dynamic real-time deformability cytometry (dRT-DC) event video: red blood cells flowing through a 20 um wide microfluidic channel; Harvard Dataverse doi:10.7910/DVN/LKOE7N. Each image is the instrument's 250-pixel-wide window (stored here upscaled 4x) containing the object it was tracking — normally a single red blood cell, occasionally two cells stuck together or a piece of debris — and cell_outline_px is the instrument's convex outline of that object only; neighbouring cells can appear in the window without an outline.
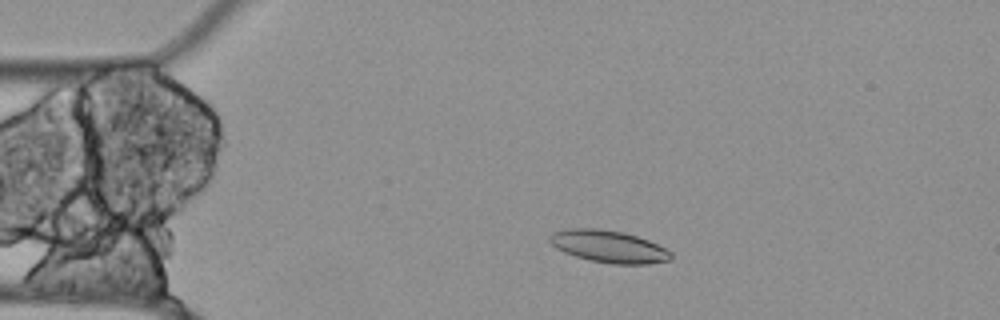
{"species": "Egyptian fruit bat (a non-hibernating species)", "species_latin": "Rousettus aegyptiacus", "temperature_condition": "cold", "stored_images_in_passage": 35, "camera_frame_rate_fps": 3000, "um_per_image_px": 0.085, "animal": {"sex": "female"}, "frame": {"image": 1, "passage_image": 3, "time_ms": 0.667, "image_size_px": [1000, 320], "cell_outline_px": [[672, 260], [648, 264], [612, 264], [588, 260], [564, 252], [556, 248], [548, 240], [548, 236], [552, 232], [568, 228], [596, 228], [624, 232], [648, 240], [672, 252]], "centroid_in_image_um": [51.72, 20.95], "position_along_channel_um": 33.3, "area_um2": 22.89}}
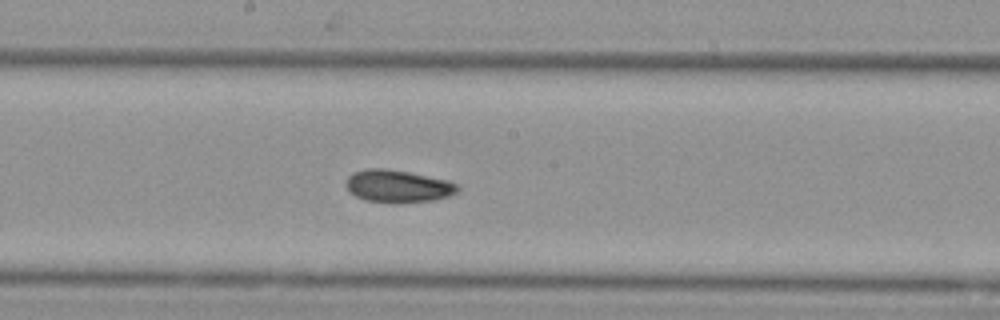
{"frame": {"image": 2, "passage_image": 21, "time_ms": 6.667, "image_size_px": [1000, 320], "cell_outline_px": [[460, 188], [456, 192], [448, 196], [432, 200], [396, 204], [388, 204], [364, 200], [348, 192], [344, 184], [348, 176], [352, 172], [368, 168], [384, 168], [408, 172], [448, 180], [456, 184]], "centroid_in_image_um": [33.75, 15.84], "position_along_channel_um": 214.4, "area_um2": 21.5}}
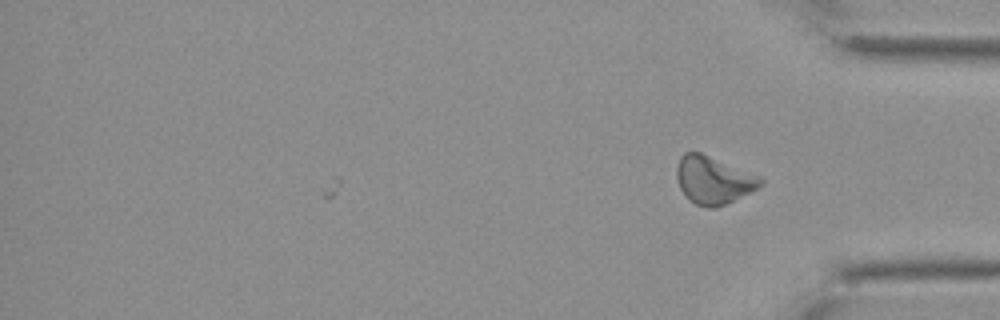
{"frame": {"image": 3, "passage_image": 35, "time_ms": 11.333, "image_size_px": [1000, 320], "cell_outline_px": [[764, 184], [752, 192], [724, 204], [712, 208], [704, 208], [688, 200], [680, 188], [676, 176], [676, 168], [680, 156], [684, 152], [700, 152], [760, 176], [764, 180]], "centroid_in_image_um": [60.63, 15.31], "position_along_channel_um": 374.6, "area_um2": 23.35}}